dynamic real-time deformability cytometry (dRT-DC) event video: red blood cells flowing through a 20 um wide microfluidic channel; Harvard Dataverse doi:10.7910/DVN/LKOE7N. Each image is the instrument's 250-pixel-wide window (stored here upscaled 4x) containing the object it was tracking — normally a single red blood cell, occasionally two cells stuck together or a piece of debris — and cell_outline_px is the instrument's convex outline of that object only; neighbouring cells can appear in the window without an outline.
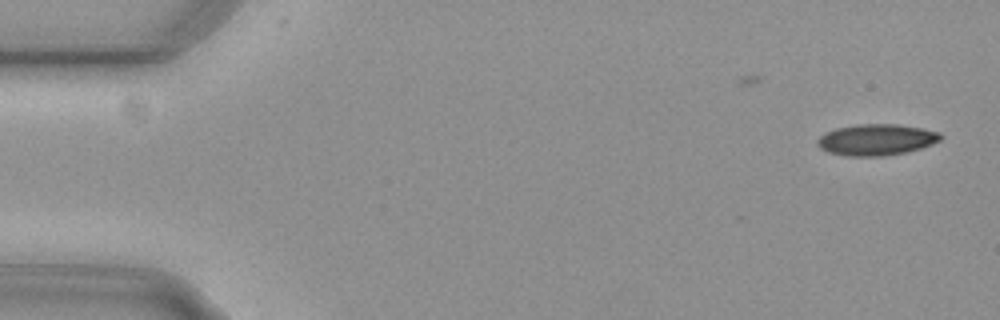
{"species": "common noctule bat (a hibernating species)", "species_latin": "Nyctalus noctula", "temperature_condition": "cold", "stored_images_in_passage": 13, "camera_frame_rate_fps": 3000, "um_per_image_px": 0.085, "animal": {"sex": "female", "body_mass_g": 29.2, "forearm_length_mm": 56.3}, "frame": {"image": 1, "passage_image": 1, "time_ms": 0.0, "image_size_px": [1000, 320], "cell_outline_px": [[944, 136], [940, 140], [932, 144], [920, 148], [904, 152], [884, 156], [844, 156], [828, 152], [820, 148], [816, 144], [816, 140], [824, 132], [836, 128], [856, 124], [896, 124], [924, 128], [940, 132]], "centroid_in_image_um": [74.47, 11.87], "position_along_channel_um": 10.5, "area_um2": 22.66}}